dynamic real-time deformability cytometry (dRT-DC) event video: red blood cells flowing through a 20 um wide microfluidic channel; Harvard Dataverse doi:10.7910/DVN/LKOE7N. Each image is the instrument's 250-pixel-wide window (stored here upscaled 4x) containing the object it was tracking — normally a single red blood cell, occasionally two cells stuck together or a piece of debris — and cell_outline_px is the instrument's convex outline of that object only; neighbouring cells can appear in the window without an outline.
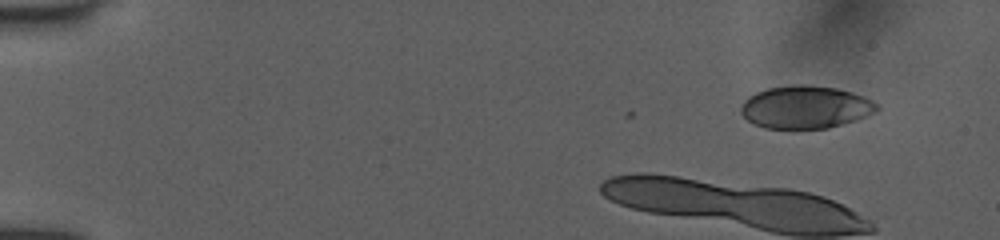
{"species": "human", "species_latin": "Homo sapiens", "temperature_condition": "room temperature", "stored_images_in_passage": 9, "camera_frame_rate_fps": 3000, "um_per_image_px": 0.085, "donor": {"sex": "female"}, "frame": {"image": 1, "passage_image": 1, "time_ms": 0.0, "image_size_px": [1000, 240], "cell_outline_px": [[880, 108], [864, 116], [828, 128], [764, 128], [748, 120], [740, 112], [740, 108], [744, 100], [748, 96], [756, 92], [768, 88], [796, 84], [808, 84], [836, 88], [852, 92], [864, 96], [872, 100]], "centroid_in_image_um": [68.42, 9.08], "position_along_channel_um": 16.6, "area_um2": 33.52}}